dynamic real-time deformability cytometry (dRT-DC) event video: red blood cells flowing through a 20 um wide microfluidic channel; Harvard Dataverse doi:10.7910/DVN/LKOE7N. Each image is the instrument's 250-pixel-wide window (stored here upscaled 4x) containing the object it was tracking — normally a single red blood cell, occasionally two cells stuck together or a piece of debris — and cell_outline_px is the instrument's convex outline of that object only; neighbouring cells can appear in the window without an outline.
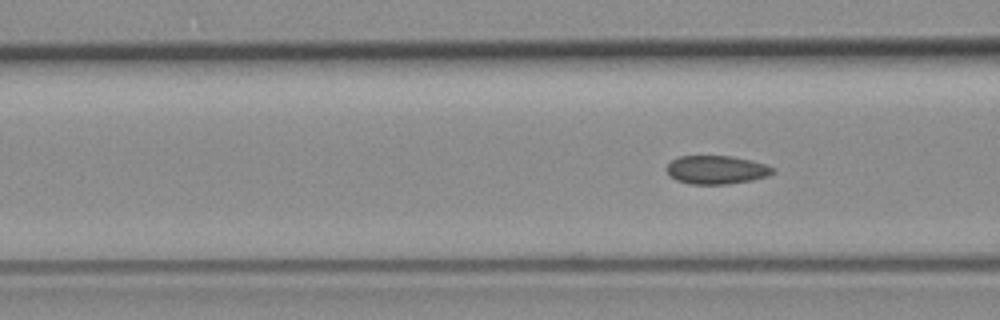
{"species": "common noctule bat (a hibernating species)", "species_latin": "Nyctalus noctula", "temperature_condition": "room temperature", "stored_images_in_passage": 3, "camera_frame_rate_fps": 3000, "um_per_image_px": 0.085, "animal": {"sex": "female", "body_mass_g": 19.3, "forearm_length_mm": 54.1}, "frame": {"image": 1, "passage_image": 3, "time_ms": 3.0, "image_size_px": [1000, 320], "cell_outline_px": [[776, 172], [768, 176], [752, 180], [728, 184], [692, 184], [676, 180], [664, 168], [672, 160], [680, 156], [732, 156], [752, 160], [776, 168]], "centroid_in_image_um": [60.94, 14.43], "position_along_channel_um": 105.7, "area_um2": 17.69}}